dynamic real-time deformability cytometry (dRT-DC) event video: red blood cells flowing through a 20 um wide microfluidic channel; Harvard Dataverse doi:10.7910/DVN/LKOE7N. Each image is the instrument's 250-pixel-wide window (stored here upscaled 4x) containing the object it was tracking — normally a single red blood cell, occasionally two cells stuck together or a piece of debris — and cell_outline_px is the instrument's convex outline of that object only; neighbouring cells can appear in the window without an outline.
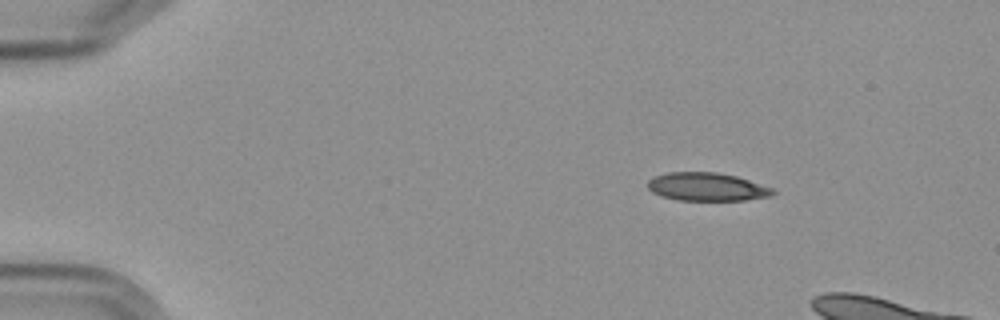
{"species": "Egyptian fruit bat (a non-hibernating species)", "species_latin": "Rousettus aegyptiacus", "temperature_condition": "cold", "stored_images_in_passage": 6, "segment_of_instrument_passage": [1, 2], "camera_frame_rate_fps": 3000, "um_per_image_px": 0.085, "frame": {"image": 1, "passage_image": 1, "time_ms": 0.0, "image_size_px": [1000, 320], "cell_outline_px": [[776, 192], [772, 196], [744, 200], [680, 200], [660, 196], [652, 192], [648, 188], [648, 180], [656, 176], [668, 172], [716, 172], [736, 176], [772, 188]], "centroid_in_image_um": [60.08, 15.88], "position_along_channel_um": 24.9, "area_um2": 20.46}}
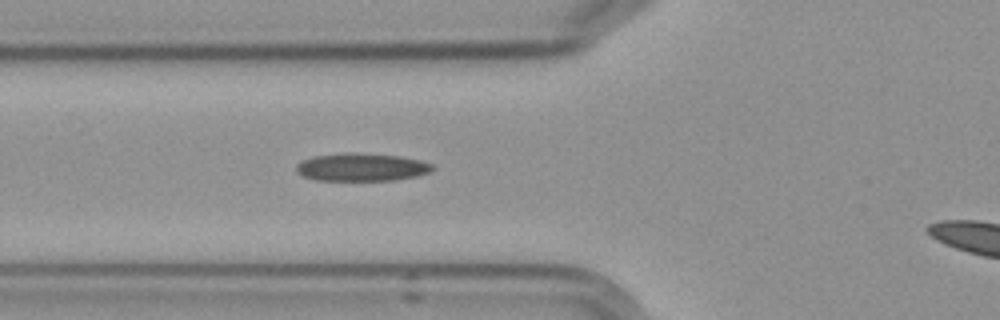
{"frame": {"image": 2, "passage_image": 5, "time_ms": 4.333, "image_size_px": [1000, 320], "cell_outline_px": [[436, 168], [432, 172], [416, 176], [396, 180], [316, 180], [304, 176], [296, 172], [296, 164], [312, 156], [344, 152], [356, 152], [400, 156], [420, 160], [432, 164]], "centroid_in_image_um": [30.76, 14.2], "position_along_channel_um": 95.0, "area_um2": 22.37}}